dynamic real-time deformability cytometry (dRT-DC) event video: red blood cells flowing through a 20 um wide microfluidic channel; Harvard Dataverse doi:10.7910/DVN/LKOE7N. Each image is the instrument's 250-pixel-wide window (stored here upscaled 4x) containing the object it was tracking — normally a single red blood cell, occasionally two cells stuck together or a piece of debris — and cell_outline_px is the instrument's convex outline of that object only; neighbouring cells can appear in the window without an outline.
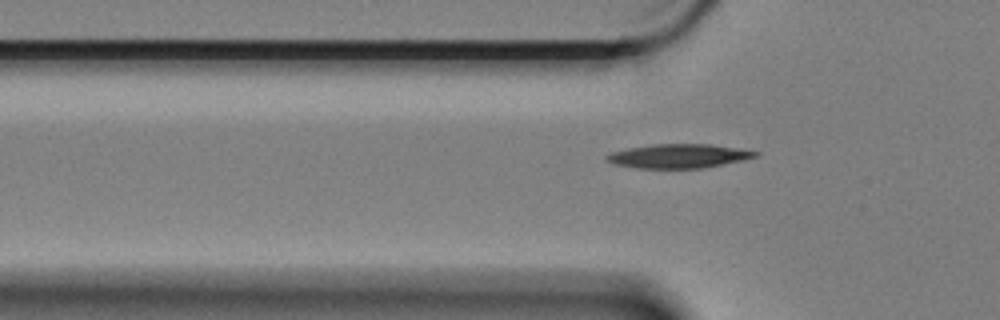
{"species": "Egyptian fruit bat (a non-hibernating species)", "species_latin": "Rousettus aegyptiacus", "temperature_condition": "cold", "stored_images_in_passage": 38, "camera_frame_rate_fps": 3000, "um_per_image_px": 0.085, "animal": {"sex": "female"}, "frame": {"image": 1, "passage_image": 5, "time_ms": 1.333, "image_size_px": [1000, 320], "cell_outline_px": [[760, 156], [744, 160], [724, 164], [700, 168], [636, 168], [612, 164], [604, 160], [604, 156], [612, 152], [628, 148], [652, 144], [708, 144], [760, 152]], "centroid_in_image_um": [57.64, 13.27], "position_along_channel_um": 68.2, "area_um2": 20.87}}
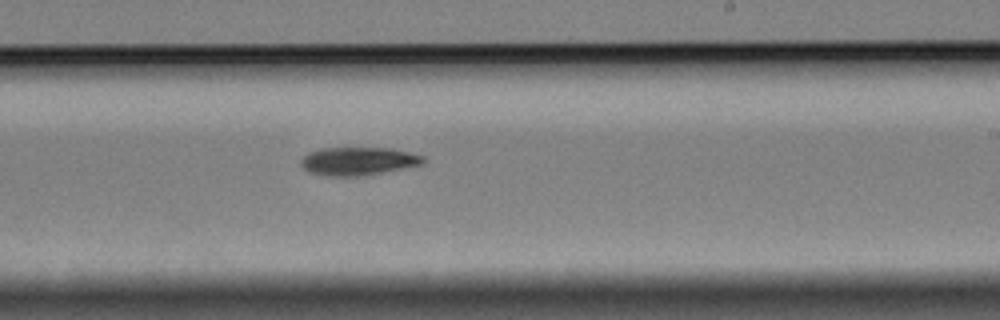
{"frame": {"image": 2, "passage_image": 22, "time_ms": 7.0, "image_size_px": [1000, 320], "cell_outline_px": [[424, 160], [420, 164], [360, 176], [328, 176], [308, 172], [300, 164], [300, 160], [308, 152], [320, 148], [392, 148], [424, 156]], "centroid_in_image_um": [30.37, 13.68], "position_along_channel_um": 258.6, "area_um2": 19.77}}
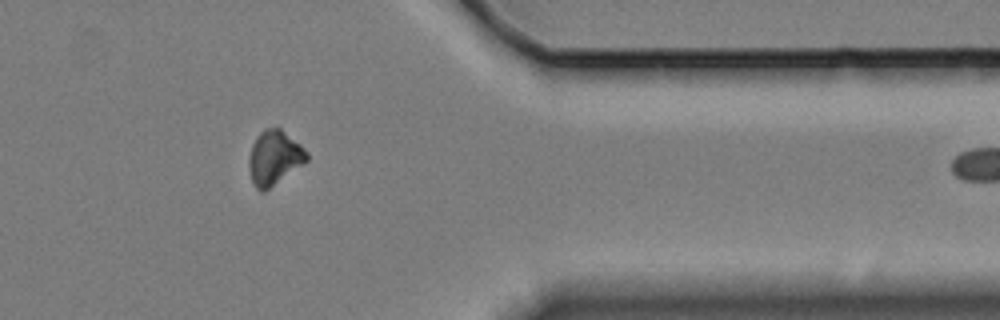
{"frame": {"image": 3, "passage_image": 35, "time_ms": 11.333, "image_size_px": [1000, 320], "cell_outline_px": [[308, 160], [304, 164], [264, 192], [260, 192], [252, 184], [248, 168], [248, 160], [252, 144], [256, 136], [264, 128], [280, 128], [300, 144], [308, 152]], "centroid_in_image_um": [23.3, 13.42], "position_along_channel_um": 388.1, "area_um2": 18.55}}